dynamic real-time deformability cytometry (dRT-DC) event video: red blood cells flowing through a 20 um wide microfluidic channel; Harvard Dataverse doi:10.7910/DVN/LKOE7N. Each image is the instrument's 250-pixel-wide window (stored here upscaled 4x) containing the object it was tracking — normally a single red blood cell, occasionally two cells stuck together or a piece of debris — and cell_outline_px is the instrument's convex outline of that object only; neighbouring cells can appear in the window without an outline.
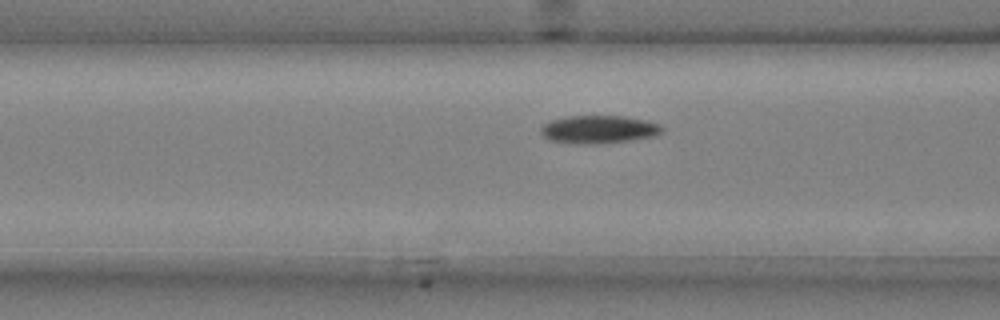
{"species": "common noctule bat (a hibernating species)", "species_latin": "Nyctalus noctula", "temperature_condition": "cold", "stored_images_in_passage": 13, "camera_frame_rate_fps": 3000, "um_per_image_px": 0.085, "animal": {"sex": "male", "body_mass_g": 20.4}, "frame": {"image": 1, "passage_image": 11, "time_ms": 3.333, "image_size_px": [1000, 320], "cell_outline_px": [[664, 128], [660, 132], [652, 136], [628, 140], [600, 144], [580, 144], [548, 140], [540, 132], [540, 128], [544, 124], [552, 120], [568, 116], [624, 116], [648, 120], [660, 124]], "centroid_in_image_um": [50.88, 10.99], "position_along_channel_um": 115.7, "area_um2": 19.71}}